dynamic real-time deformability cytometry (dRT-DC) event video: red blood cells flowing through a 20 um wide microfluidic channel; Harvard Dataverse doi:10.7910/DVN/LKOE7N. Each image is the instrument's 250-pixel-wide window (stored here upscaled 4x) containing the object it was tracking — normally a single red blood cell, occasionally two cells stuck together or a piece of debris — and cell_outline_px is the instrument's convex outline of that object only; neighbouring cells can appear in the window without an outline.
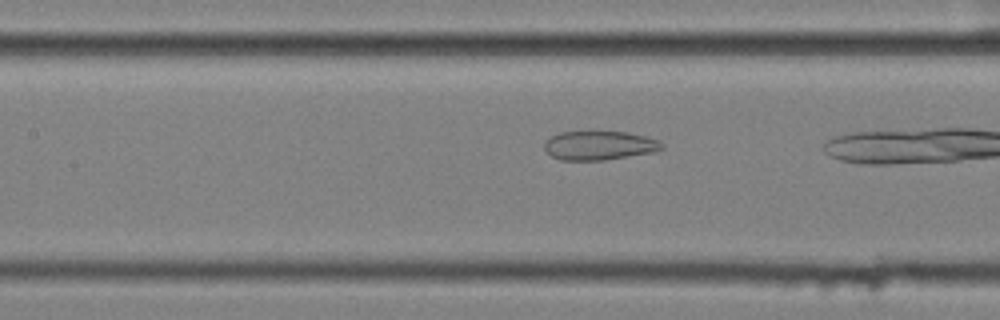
{"species": "common noctule bat (a hibernating species)", "species_latin": "Nyctalus noctula", "temperature_condition": "cold", "stored_images_in_passage": 15, "camera_frame_rate_fps": 3000, "um_per_image_px": 0.085, "animal": {"sex": "female", "body_mass_g": 25.1}, "frame": {"image": 1, "passage_image": 13, "time_ms": 4.0, "image_size_px": [1000, 320], "cell_outline_px": [[664, 148], [656, 152], [604, 160], [560, 160], [552, 156], [544, 148], [544, 140], [560, 132], [592, 128], [628, 132], [648, 136], [660, 140], [664, 144]], "centroid_in_image_um": [50.97, 12.3], "position_along_channel_um": 156.4, "area_um2": 21.04}}